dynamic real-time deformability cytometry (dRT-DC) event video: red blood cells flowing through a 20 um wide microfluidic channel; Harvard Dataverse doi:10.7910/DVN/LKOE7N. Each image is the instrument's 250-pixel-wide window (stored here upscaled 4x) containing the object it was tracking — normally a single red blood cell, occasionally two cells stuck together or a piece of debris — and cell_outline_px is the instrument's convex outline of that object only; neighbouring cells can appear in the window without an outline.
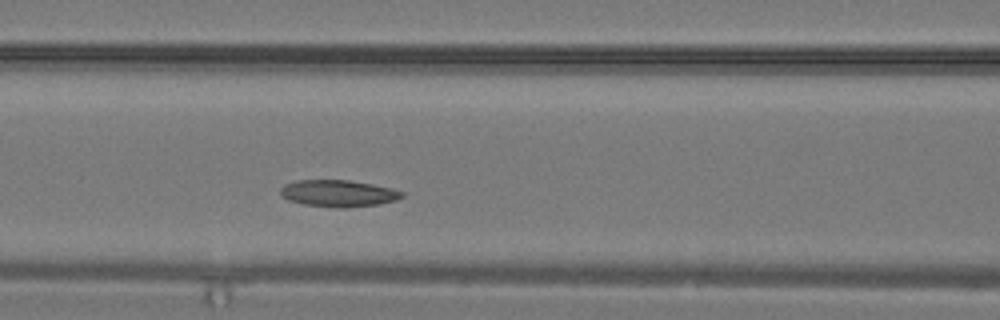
{"species": "common noctule bat (a hibernating species)", "species_latin": "Nyctalus noctula", "temperature_condition": "warm", "stored_images_in_passage": 29, "camera_frame_rate_fps": 3000, "um_per_image_px": 0.085, "animal": {"sex": "male", "body_mass_g": 19.2, "forearm_length_mm": 51.8}, "frame": {"image": 1, "passage_image": 10, "time_ms": 3.0, "image_size_px": [1000, 320], "cell_outline_px": [[404, 196], [396, 200], [380, 204], [340, 208], [336, 208], [304, 204], [288, 200], [280, 196], [280, 188], [284, 184], [296, 180], [348, 180], [372, 184], [392, 188], [404, 192]], "centroid_in_image_um": [28.74, 16.43], "position_along_channel_um": 137.9, "area_um2": 19.07}}
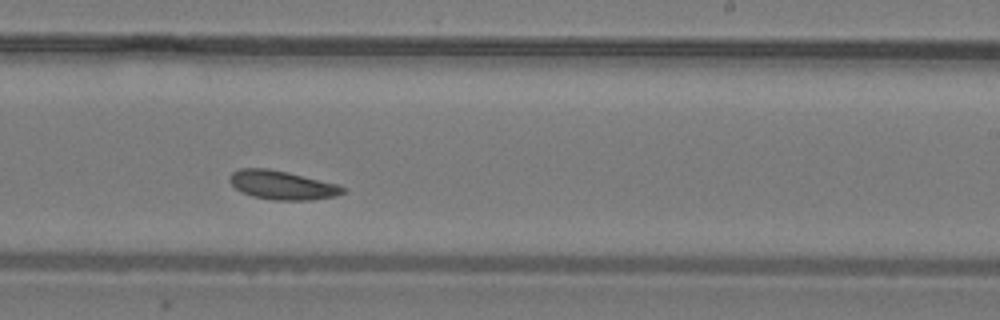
{"frame": {"image": 2, "passage_image": 16, "time_ms": 5.0, "image_size_px": [1000, 320], "cell_outline_px": [[344, 192], [336, 196], [312, 200], [272, 200], [252, 196], [236, 188], [228, 180], [228, 176], [232, 172], [240, 168], [268, 168], [288, 172], [340, 184], [344, 188]], "centroid_in_image_um": [23.99, 15.72], "position_along_channel_um": 265.0, "area_um2": 19.13}}
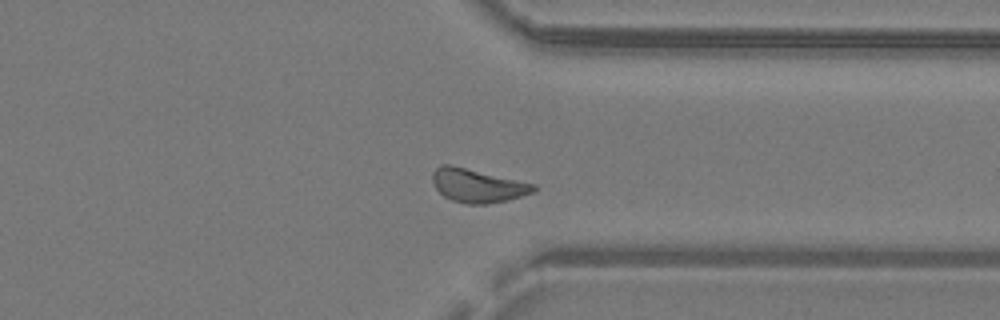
{"frame": {"image": 3, "passage_image": 21, "time_ms": 6.667, "image_size_px": [1000, 320], "cell_outline_px": [[536, 188], [532, 192], [508, 200], [484, 204], [468, 204], [452, 200], [444, 196], [436, 188], [432, 180], [432, 172], [440, 164], [452, 164], [536, 184]], "centroid_in_image_um": [40.56, 15.75], "position_along_channel_um": 370.8, "area_um2": 19.77}}